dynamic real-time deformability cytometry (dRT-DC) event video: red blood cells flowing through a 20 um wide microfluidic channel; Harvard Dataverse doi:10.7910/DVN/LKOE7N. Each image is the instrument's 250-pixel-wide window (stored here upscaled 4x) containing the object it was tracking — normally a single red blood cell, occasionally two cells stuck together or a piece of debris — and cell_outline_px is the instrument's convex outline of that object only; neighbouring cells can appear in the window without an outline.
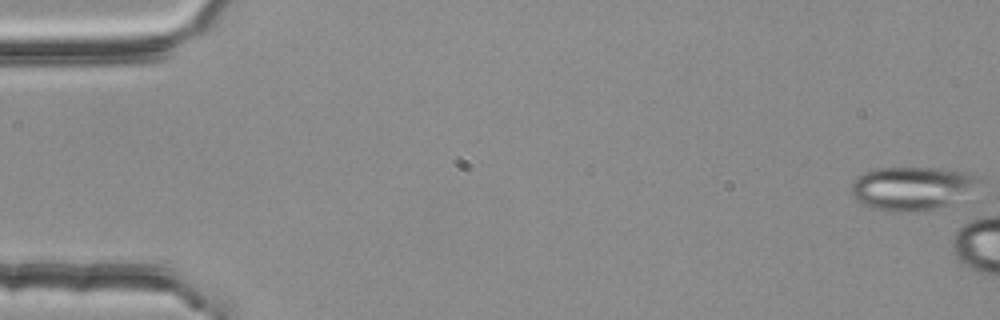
{"species": "common noctule bat (a hibernating species)", "species_latin": "Nyctalus noctula", "temperature_condition": "room temperature", "stored_images_in_passage": 1, "camera_frame_rate_fps": 3000, "um_per_image_px": 0.085, "animal": {"sex": "female", "body_mass_g": 25.1}, "frame": {"image": 1, "passage_image": 1, "time_ms": 0.0, "image_size_px": [1000, 320], "cell_outline_px": [[980, 180], [948, 204], [936, 208], [900, 212], [896, 212], [872, 208], [856, 200], [852, 196], [852, 184], [864, 172], [876, 168], [940, 168], [968, 172], [980, 176]], "centroid_in_image_um": [77.44, 15.98], "position_along_channel_um": 7.6, "area_um2": 31.39}}